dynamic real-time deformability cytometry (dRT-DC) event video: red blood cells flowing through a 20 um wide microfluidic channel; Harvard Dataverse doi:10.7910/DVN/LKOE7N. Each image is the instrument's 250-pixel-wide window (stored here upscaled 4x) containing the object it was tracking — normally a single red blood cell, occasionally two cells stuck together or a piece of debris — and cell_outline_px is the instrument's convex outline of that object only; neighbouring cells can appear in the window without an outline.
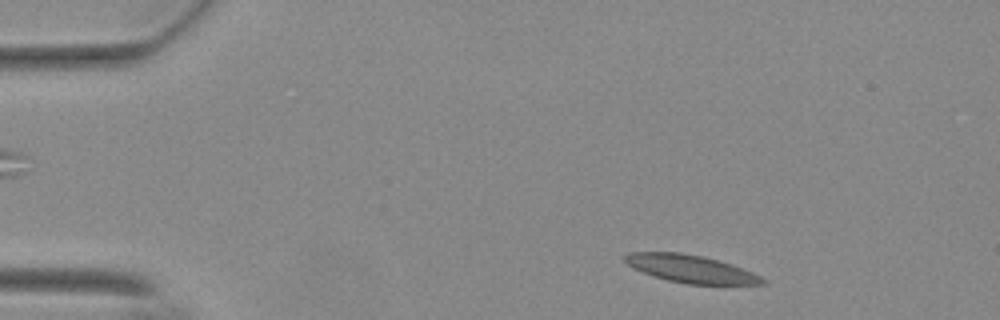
{"species": "Egyptian fruit bat (a non-hibernating species)", "species_latin": "Rousettus aegyptiacus", "temperature_condition": "warm", "stored_images_in_passage": 52, "camera_frame_rate_fps": 3000, "um_per_image_px": 0.085, "animal": {"sex": "female"}, "frame": {"image": 1, "passage_image": 4, "time_ms": 1.0, "image_size_px": [1000, 320], "cell_outline_px": [[768, 284], [688, 284], [668, 280], [644, 272], [628, 264], [624, 260], [624, 256], [628, 252], [680, 252], [704, 256], [732, 264], [752, 272], [768, 280]], "centroid_in_image_um": [58.77, 22.84], "position_along_channel_um": 26.2, "area_um2": 22.02}}
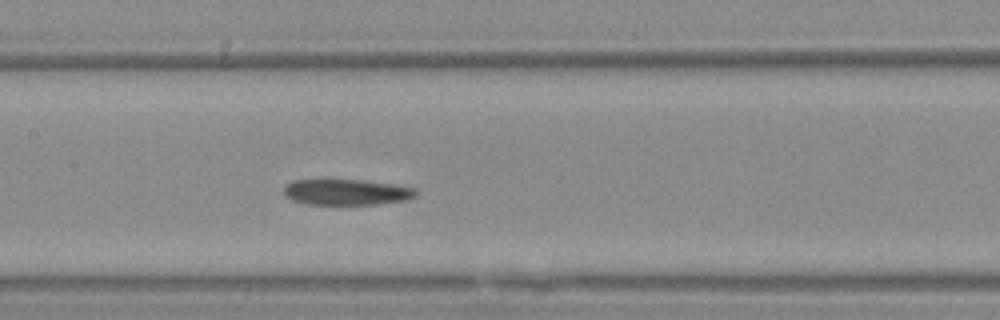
{"frame": {"image": 2, "passage_image": 23, "time_ms": 7.333, "image_size_px": [1000, 320], "cell_outline_px": [[416, 196], [404, 200], [376, 204], [304, 204], [292, 200], [284, 192], [284, 188], [292, 180], [364, 180], [392, 184], [416, 188]], "centroid_in_image_um": [29.46, 16.33], "position_along_channel_um": 177.9, "area_um2": 19.65}}
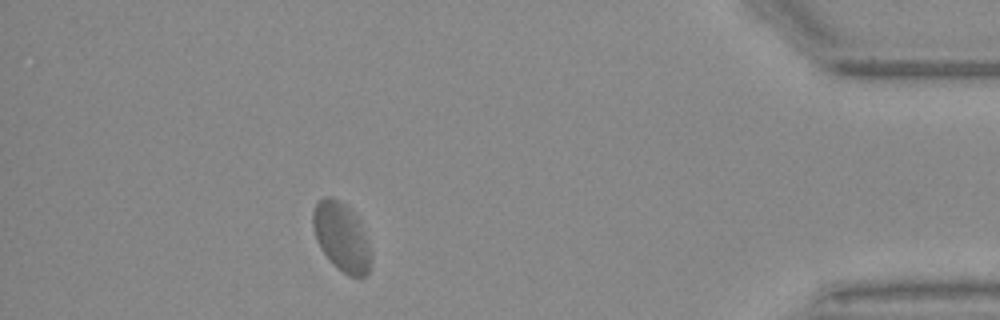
{"frame": {"image": 3, "passage_image": 46, "time_ms": 15.0, "image_size_px": [1000, 320], "cell_outline_px": [[372, 260], [368, 272], [364, 276], [348, 276], [332, 264], [320, 248], [316, 240], [312, 224], [312, 212], [316, 204], [324, 196], [328, 196], [344, 204], [356, 216], [368, 244], [372, 256]], "centroid_in_image_um": [29.0, 20.17], "position_along_channel_um": 406.2, "area_um2": 22.95}}